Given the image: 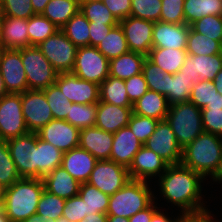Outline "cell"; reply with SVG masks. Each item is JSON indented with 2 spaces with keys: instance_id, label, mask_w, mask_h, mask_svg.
Returning a JSON list of instances; mask_svg holds the SVG:
<instances>
[{
  "instance_id": "6da1fadb",
  "label": "cell",
  "mask_w": 222,
  "mask_h": 222,
  "mask_svg": "<svg viewBox=\"0 0 222 222\" xmlns=\"http://www.w3.org/2000/svg\"><path fill=\"white\" fill-rule=\"evenodd\" d=\"M158 180L164 198L180 207L181 214L190 222L213 220L211 212L201 202V182L205 180L201 174L182 164L169 165Z\"/></svg>"
},
{
  "instance_id": "7a4b0ae2",
  "label": "cell",
  "mask_w": 222,
  "mask_h": 222,
  "mask_svg": "<svg viewBox=\"0 0 222 222\" xmlns=\"http://www.w3.org/2000/svg\"><path fill=\"white\" fill-rule=\"evenodd\" d=\"M21 178H40L60 167L63 152L29 132L6 141Z\"/></svg>"
},
{
  "instance_id": "3957f363",
  "label": "cell",
  "mask_w": 222,
  "mask_h": 222,
  "mask_svg": "<svg viewBox=\"0 0 222 222\" xmlns=\"http://www.w3.org/2000/svg\"><path fill=\"white\" fill-rule=\"evenodd\" d=\"M222 163V137L202 132L182 149L181 164L201 174L211 175L213 181L219 176Z\"/></svg>"
},
{
  "instance_id": "277c9868",
  "label": "cell",
  "mask_w": 222,
  "mask_h": 222,
  "mask_svg": "<svg viewBox=\"0 0 222 222\" xmlns=\"http://www.w3.org/2000/svg\"><path fill=\"white\" fill-rule=\"evenodd\" d=\"M44 183L40 178H21L5 190L3 210L10 222H22L37 212Z\"/></svg>"
},
{
  "instance_id": "5b68a950",
  "label": "cell",
  "mask_w": 222,
  "mask_h": 222,
  "mask_svg": "<svg viewBox=\"0 0 222 222\" xmlns=\"http://www.w3.org/2000/svg\"><path fill=\"white\" fill-rule=\"evenodd\" d=\"M146 181L132 180L113 195H110L107 216L129 219L137 212L148 208L156 199Z\"/></svg>"
},
{
  "instance_id": "8992f818",
  "label": "cell",
  "mask_w": 222,
  "mask_h": 222,
  "mask_svg": "<svg viewBox=\"0 0 222 222\" xmlns=\"http://www.w3.org/2000/svg\"><path fill=\"white\" fill-rule=\"evenodd\" d=\"M166 120L182 149L203 132L201 109L191 102L170 105Z\"/></svg>"
},
{
  "instance_id": "52a82bcc",
  "label": "cell",
  "mask_w": 222,
  "mask_h": 222,
  "mask_svg": "<svg viewBox=\"0 0 222 222\" xmlns=\"http://www.w3.org/2000/svg\"><path fill=\"white\" fill-rule=\"evenodd\" d=\"M21 60L26 72L28 90L43 91L55 83L58 73L37 46L22 48Z\"/></svg>"
},
{
  "instance_id": "ba28073f",
  "label": "cell",
  "mask_w": 222,
  "mask_h": 222,
  "mask_svg": "<svg viewBox=\"0 0 222 222\" xmlns=\"http://www.w3.org/2000/svg\"><path fill=\"white\" fill-rule=\"evenodd\" d=\"M37 47L58 74L72 72L77 47L66 37L61 29L57 30Z\"/></svg>"
},
{
  "instance_id": "9c48e42d",
  "label": "cell",
  "mask_w": 222,
  "mask_h": 222,
  "mask_svg": "<svg viewBox=\"0 0 222 222\" xmlns=\"http://www.w3.org/2000/svg\"><path fill=\"white\" fill-rule=\"evenodd\" d=\"M100 85L109 76V60L94 46L78 47L72 72Z\"/></svg>"
},
{
  "instance_id": "30bf717a",
  "label": "cell",
  "mask_w": 222,
  "mask_h": 222,
  "mask_svg": "<svg viewBox=\"0 0 222 222\" xmlns=\"http://www.w3.org/2000/svg\"><path fill=\"white\" fill-rule=\"evenodd\" d=\"M129 181L128 168L109 159L96 162L87 183L110 196Z\"/></svg>"
},
{
  "instance_id": "8fae6325",
  "label": "cell",
  "mask_w": 222,
  "mask_h": 222,
  "mask_svg": "<svg viewBox=\"0 0 222 222\" xmlns=\"http://www.w3.org/2000/svg\"><path fill=\"white\" fill-rule=\"evenodd\" d=\"M29 133L24 121L21 94L8 93L0 98V139H9Z\"/></svg>"
},
{
  "instance_id": "7c38bea8",
  "label": "cell",
  "mask_w": 222,
  "mask_h": 222,
  "mask_svg": "<svg viewBox=\"0 0 222 222\" xmlns=\"http://www.w3.org/2000/svg\"><path fill=\"white\" fill-rule=\"evenodd\" d=\"M25 124L29 132L37 133L53 120V114L43 91L26 90L21 94Z\"/></svg>"
},
{
  "instance_id": "4fadbf2b",
  "label": "cell",
  "mask_w": 222,
  "mask_h": 222,
  "mask_svg": "<svg viewBox=\"0 0 222 222\" xmlns=\"http://www.w3.org/2000/svg\"><path fill=\"white\" fill-rule=\"evenodd\" d=\"M164 159L169 165L181 164L182 148L167 120H160L153 134L143 144Z\"/></svg>"
},
{
  "instance_id": "5bb4252c",
  "label": "cell",
  "mask_w": 222,
  "mask_h": 222,
  "mask_svg": "<svg viewBox=\"0 0 222 222\" xmlns=\"http://www.w3.org/2000/svg\"><path fill=\"white\" fill-rule=\"evenodd\" d=\"M0 72L8 93L22 94L28 90L21 49H0Z\"/></svg>"
},
{
  "instance_id": "9a60e30c",
  "label": "cell",
  "mask_w": 222,
  "mask_h": 222,
  "mask_svg": "<svg viewBox=\"0 0 222 222\" xmlns=\"http://www.w3.org/2000/svg\"><path fill=\"white\" fill-rule=\"evenodd\" d=\"M55 84L71 103L93 104L99 102V85L78 78L73 73H61Z\"/></svg>"
},
{
  "instance_id": "2e32d148",
  "label": "cell",
  "mask_w": 222,
  "mask_h": 222,
  "mask_svg": "<svg viewBox=\"0 0 222 222\" xmlns=\"http://www.w3.org/2000/svg\"><path fill=\"white\" fill-rule=\"evenodd\" d=\"M124 32L129 51L148 56L152 49L154 22L129 16L119 21Z\"/></svg>"
},
{
  "instance_id": "e0dca14e",
  "label": "cell",
  "mask_w": 222,
  "mask_h": 222,
  "mask_svg": "<svg viewBox=\"0 0 222 222\" xmlns=\"http://www.w3.org/2000/svg\"><path fill=\"white\" fill-rule=\"evenodd\" d=\"M80 130L66 120L53 119L38 132L43 141L49 142L65 153L79 146Z\"/></svg>"
},
{
  "instance_id": "ac0fdd59",
  "label": "cell",
  "mask_w": 222,
  "mask_h": 222,
  "mask_svg": "<svg viewBox=\"0 0 222 222\" xmlns=\"http://www.w3.org/2000/svg\"><path fill=\"white\" fill-rule=\"evenodd\" d=\"M168 166L169 164L164 159L143 145L135 154L128 173L132 180L147 182L153 176L160 177Z\"/></svg>"
},
{
  "instance_id": "d6986e66",
  "label": "cell",
  "mask_w": 222,
  "mask_h": 222,
  "mask_svg": "<svg viewBox=\"0 0 222 222\" xmlns=\"http://www.w3.org/2000/svg\"><path fill=\"white\" fill-rule=\"evenodd\" d=\"M221 69L222 53L215 55H187L180 72L193 78L195 83L198 80L213 81Z\"/></svg>"
},
{
  "instance_id": "ffe728a7",
  "label": "cell",
  "mask_w": 222,
  "mask_h": 222,
  "mask_svg": "<svg viewBox=\"0 0 222 222\" xmlns=\"http://www.w3.org/2000/svg\"><path fill=\"white\" fill-rule=\"evenodd\" d=\"M190 25L154 22L152 47L186 49Z\"/></svg>"
},
{
  "instance_id": "44dd1931",
  "label": "cell",
  "mask_w": 222,
  "mask_h": 222,
  "mask_svg": "<svg viewBox=\"0 0 222 222\" xmlns=\"http://www.w3.org/2000/svg\"><path fill=\"white\" fill-rule=\"evenodd\" d=\"M113 144V133L94 126L79 132V147L90 152L97 160H109Z\"/></svg>"
},
{
  "instance_id": "7402d4cb",
  "label": "cell",
  "mask_w": 222,
  "mask_h": 222,
  "mask_svg": "<svg viewBox=\"0 0 222 222\" xmlns=\"http://www.w3.org/2000/svg\"><path fill=\"white\" fill-rule=\"evenodd\" d=\"M142 146L129 126L122 127L113 134L110 160L129 168Z\"/></svg>"
},
{
  "instance_id": "603a6c76",
  "label": "cell",
  "mask_w": 222,
  "mask_h": 222,
  "mask_svg": "<svg viewBox=\"0 0 222 222\" xmlns=\"http://www.w3.org/2000/svg\"><path fill=\"white\" fill-rule=\"evenodd\" d=\"M97 161L90 152L78 146L63 153L61 166L81 184L88 181Z\"/></svg>"
},
{
  "instance_id": "cb8c5ba5",
  "label": "cell",
  "mask_w": 222,
  "mask_h": 222,
  "mask_svg": "<svg viewBox=\"0 0 222 222\" xmlns=\"http://www.w3.org/2000/svg\"><path fill=\"white\" fill-rule=\"evenodd\" d=\"M132 113V107H121L99 101L95 126L114 134L122 127L128 126Z\"/></svg>"
},
{
  "instance_id": "d4e9b609",
  "label": "cell",
  "mask_w": 222,
  "mask_h": 222,
  "mask_svg": "<svg viewBox=\"0 0 222 222\" xmlns=\"http://www.w3.org/2000/svg\"><path fill=\"white\" fill-rule=\"evenodd\" d=\"M42 180L44 190L65 200L79 193L80 183L62 166L45 175Z\"/></svg>"
},
{
  "instance_id": "484cf974",
  "label": "cell",
  "mask_w": 222,
  "mask_h": 222,
  "mask_svg": "<svg viewBox=\"0 0 222 222\" xmlns=\"http://www.w3.org/2000/svg\"><path fill=\"white\" fill-rule=\"evenodd\" d=\"M28 20L4 16L1 49H22L29 47Z\"/></svg>"
},
{
  "instance_id": "4316f807",
  "label": "cell",
  "mask_w": 222,
  "mask_h": 222,
  "mask_svg": "<svg viewBox=\"0 0 222 222\" xmlns=\"http://www.w3.org/2000/svg\"><path fill=\"white\" fill-rule=\"evenodd\" d=\"M167 98L161 93L148 90L141 98L133 103V113L156 120H165L169 111Z\"/></svg>"
},
{
  "instance_id": "83f0119b",
  "label": "cell",
  "mask_w": 222,
  "mask_h": 222,
  "mask_svg": "<svg viewBox=\"0 0 222 222\" xmlns=\"http://www.w3.org/2000/svg\"><path fill=\"white\" fill-rule=\"evenodd\" d=\"M146 57L144 54L129 51L109 60V76L126 80L142 73V65Z\"/></svg>"
},
{
  "instance_id": "f1b7e54d",
  "label": "cell",
  "mask_w": 222,
  "mask_h": 222,
  "mask_svg": "<svg viewBox=\"0 0 222 222\" xmlns=\"http://www.w3.org/2000/svg\"><path fill=\"white\" fill-rule=\"evenodd\" d=\"M163 95L167 98L169 105L181 102H189L193 78L178 72L174 75L166 74Z\"/></svg>"
},
{
  "instance_id": "f546056e",
  "label": "cell",
  "mask_w": 222,
  "mask_h": 222,
  "mask_svg": "<svg viewBox=\"0 0 222 222\" xmlns=\"http://www.w3.org/2000/svg\"><path fill=\"white\" fill-rule=\"evenodd\" d=\"M187 55L186 49L152 47L147 57L162 71L174 75L180 71Z\"/></svg>"
},
{
  "instance_id": "4dcf8cb0",
  "label": "cell",
  "mask_w": 222,
  "mask_h": 222,
  "mask_svg": "<svg viewBox=\"0 0 222 222\" xmlns=\"http://www.w3.org/2000/svg\"><path fill=\"white\" fill-rule=\"evenodd\" d=\"M99 101L121 107H133L128 98L124 80L113 76H108L99 85Z\"/></svg>"
},
{
  "instance_id": "1f68e13d",
  "label": "cell",
  "mask_w": 222,
  "mask_h": 222,
  "mask_svg": "<svg viewBox=\"0 0 222 222\" xmlns=\"http://www.w3.org/2000/svg\"><path fill=\"white\" fill-rule=\"evenodd\" d=\"M79 11V0H50L42 15L61 29Z\"/></svg>"
},
{
  "instance_id": "d6a6232c",
  "label": "cell",
  "mask_w": 222,
  "mask_h": 222,
  "mask_svg": "<svg viewBox=\"0 0 222 222\" xmlns=\"http://www.w3.org/2000/svg\"><path fill=\"white\" fill-rule=\"evenodd\" d=\"M183 12L187 25L207 15L222 16V0H184Z\"/></svg>"
},
{
  "instance_id": "836d02e7",
  "label": "cell",
  "mask_w": 222,
  "mask_h": 222,
  "mask_svg": "<svg viewBox=\"0 0 222 222\" xmlns=\"http://www.w3.org/2000/svg\"><path fill=\"white\" fill-rule=\"evenodd\" d=\"M96 47L108 60L129 52L124 32L119 23L111 28Z\"/></svg>"
},
{
  "instance_id": "e575fe53",
  "label": "cell",
  "mask_w": 222,
  "mask_h": 222,
  "mask_svg": "<svg viewBox=\"0 0 222 222\" xmlns=\"http://www.w3.org/2000/svg\"><path fill=\"white\" fill-rule=\"evenodd\" d=\"M89 20L79 11L61 28L66 37L78 48L89 46Z\"/></svg>"
},
{
  "instance_id": "d590c367",
  "label": "cell",
  "mask_w": 222,
  "mask_h": 222,
  "mask_svg": "<svg viewBox=\"0 0 222 222\" xmlns=\"http://www.w3.org/2000/svg\"><path fill=\"white\" fill-rule=\"evenodd\" d=\"M78 195L85 202L86 215L92 213L106 214L109 206V195L87 182L80 184Z\"/></svg>"
},
{
  "instance_id": "8d00e7d4",
  "label": "cell",
  "mask_w": 222,
  "mask_h": 222,
  "mask_svg": "<svg viewBox=\"0 0 222 222\" xmlns=\"http://www.w3.org/2000/svg\"><path fill=\"white\" fill-rule=\"evenodd\" d=\"M186 51L188 55H215L222 53V44L189 28Z\"/></svg>"
},
{
  "instance_id": "74e56055",
  "label": "cell",
  "mask_w": 222,
  "mask_h": 222,
  "mask_svg": "<svg viewBox=\"0 0 222 222\" xmlns=\"http://www.w3.org/2000/svg\"><path fill=\"white\" fill-rule=\"evenodd\" d=\"M97 103L79 104L70 103V110L66 121L79 130L88 127H94L96 123Z\"/></svg>"
},
{
  "instance_id": "f35d334b",
  "label": "cell",
  "mask_w": 222,
  "mask_h": 222,
  "mask_svg": "<svg viewBox=\"0 0 222 222\" xmlns=\"http://www.w3.org/2000/svg\"><path fill=\"white\" fill-rule=\"evenodd\" d=\"M59 28L42 14H35L28 19V35L30 46H38L53 35Z\"/></svg>"
},
{
  "instance_id": "ab89813d",
  "label": "cell",
  "mask_w": 222,
  "mask_h": 222,
  "mask_svg": "<svg viewBox=\"0 0 222 222\" xmlns=\"http://www.w3.org/2000/svg\"><path fill=\"white\" fill-rule=\"evenodd\" d=\"M80 11L89 22L106 25H117L119 23L104 2H80Z\"/></svg>"
},
{
  "instance_id": "60d3db41",
  "label": "cell",
  "mask_w": 222,
  "mask_h": 222,
  "mask_svg": "<svg viewBox=\"0 0 222 222\" xmlns=\"http://www.w3.org/2000/svg\"><path fill=\"white\" fill-rule=\"evenodd\" d=\"M19 179L21 177L10 156L8 144L6 141L0 139V184L7 188Z\"/></svg>"
},
{
  "instance_id": "b9f144b4",
  "label": "cell",
  "mask_w": 222,
  "mask_h": 222,
  "mask_svg": "<svg viewBox=\"0 0 222 222\" xmlns=\"http://www.w3.org/2000/svg\"><path fill=\"white\" fill-rule=\"evenodd\" d=\"M54 119L66 120L70 110V101L54 83L43 90Z\"/></svg>"
},
{
  "instance_id": "7bdbcfd3",
  "label": "cell",
  "mask_w": 222,
  "mask_h": 222,
  "mask_svg": "<svg viewBox=\"0 0 222 222\" xmlns=\"http://www.w3.org/2000/svg\"><path fill=\"white\" fill-rule=\"evenodd\" d=\"M65 202V199L50 194L44 190L40 196L36 213L39 214L41 218H45L47 221L50 218L56 220L62 216Z\"/></svg>"
},
{
  "instance_id": "ee69618b",
  "label": "cell",
  "mask_w": 222,
  "mask_h": 222,
  "mask_svg": "<svg viewBox=\"0 0 222 222\" xmlns=\"http://www.w3.org/2000/svg\"><path fill=\"white\" fill-rule=\"evenodd\" d=\"M162 0H131L130 16L149 20L160 21Z\"/></svg>"
},
{
  "instance_id": "f6af8a7d",
  "label": "cell",
  "mask_w": 222,
  "mask_h": 222,
  "mask_svg": "<svg viewBox=\"0 0 222 222\" xmlns=\"http://www.w3.org/2000/svg\"><path fill=\"white\" fill-rule=\"evenodd\" d=\"M190 28L222 44V16L207 15L191 23Z\"/></svg>"
},
{
  "instance_id": "bcb514c9",
  "label": "cell",
  "mask_w": 222,
  "mask_h": 222,
  "mask_svg": "<svg viewBox=\"0 0 222 222\" xmlns=\"http://www.w3.org/2000/svg\"><path fill=\"white\" fill-rule=\"evenodd\" d=\"M159 120L132 113L128 126L138 140L144 144L155 131Z\"/></svg>"
},
{
  "instance_id": "7dc6e473",
  "label": "cell",
  "mask_w": 222,
  "mask_h": 222,
  "mask_svg": "<svg viewBox=\"0 0 222 222\" xmlns=\"http://www.w3.org/2000/svg\"><path fill=\"white\" fill-rule=\"evenodd\" d=\"M142 73L147 82L148 90H152L163 95L166 72L153 63L148 57L145 58L142 65Z\"/></svg>"
},
{
  "instance_id": "c3c4849f",
  "label": "cell",
  "mask_w": 222,
  "mask_h": 222,
  "mask_svg": "<svg viewBox=\"0 0 222 222\" xmlns=\"http://www.w3.org/2000/svg\"><path fill=\"white\" fill-rule=\"evenodd\" d=\"M214 82L208 80H198L193 83L189 102L197 108H204L214 97Z\"/></svg>"
},
{
  "instance_id": "681fc988",
  "label": "cell",
  "mask_w": 222,
  "mask_h": 222,
  "mask_svg": "<svg viewBox=\"0 0 222 222\" xmlns=\"http://www.w3.org/2000/svg\"><path fill=\"white\" fill-rule=\"evenodd\" d=\"M1 11L4 16L27 20L35 15L31 0H2Z\"/></svg>"
},
{
  "instance_id": "f907efd6",
  "label": "cell",
  "mask_w": 222,
  "mask_h": 222,
  "mask_svg": "<svg viewBox=\"0 0 222 222\" xmlns=\"http://www.w3.org/2000/svg\"><path fill=\"white\" fill-rule=\"evenodd\" d=\"M160 21L172 24L185 23L184 0H162Z\"/></svg>"
},
{
  "instance_id": "816d5d0a",
  "label": "cell",
  "mask_w": 222,
  "mask_h": 222,
  "mask_svg": "<svg viewBox=\"0 0 222 222\" xmlns=\"http://www.w3.org/2000/svg\"><path fill=\"white\" fill-rule=\"evenodd\" d=\"M201 119L204 132L222 137V108H202Z\"/></svg>"
},
{
  "instance_id": "f5cc1de1",
  "label": "cell",
  "mask_w": 222,
  "mask_h": 222,
  "mask_svg": "<svg viewBox=\"0 0 222 222\" xmlns=\"http://www.w3.org/2000/svg\"><path fill=\"white\" fill-rule=\"evenodd\" d=\"M62 216L71 222H79L86 216L85 202L79 195L66 199Z\"/></svg>"
},
{
  "instance_id": "db71d44e",
  "label": "cell",
  "mask_w": 222,
  "mask_h": 222,
  "mask_svg": "<svg viewBox=\"0 0 222 222\" xmlns=\"http://www.w3.org/2000/svg\"><path fill=\"white\" fill-rule=\"evenodd\" d=\"M124 82L128 98L132 104L148 91L147 82L145 81L143 73L132 76L124 80Z\"/></svg>"
},
{
  "instance_id": "11a10c76",
  "label": "cell",
  "mask_w": 222,
  "mask_h": 222,
  "mask_svg": "<svg viewBox=\"0 0 222 222\" xmlns=\"http://www.w3.org/2000/svg\"><path fill=\"white\" fill-rule=\"evenodd\" d=\"M103 2L118 22L130 16L131 0H104Z\"/></svg>"
},
{
  "instance_id": "9f6ffc18",
  "label": "cell",
  "mask_w": 222,
  "mask_h": 222,
  "mask_svg": "<svg viewBox=\"0 0 222 222\" xmlns=\"http://www.w3.org/2000/svg\"><path fill=\"white\" fill-rule=\"evenodd\" d=\"M114 26L116 25H106V24H99L96 22H90L89 46L96 47L104 39V37L109 33L111 28Z\"/></svg>"
},
{
  "instance_id": "6f0895ef",
  "label": "cell",
  "mask_w": 222,
  "mask_h": 222,
  "mask_svg": "<svg viewBox=\"0 0 222 222\" xmlns=\"http://www.w3.org/2000/svg\"><path fill=\"white\" fill-rule=\"evenodd\" d=\"M153 202L148 208L137 212L135 215L129 218V222H151L153 213L159 209L157 206L154 205Z\"/></svg>"
},
{
  "instance_id": "680465c9",
  "label": "cell",
  "mask_w": 222,
  "mask_h": 222,
  "mask_svg": "<svg viewBox=\"0 0 222 222\" xmlns=\"http://www.w3.org/2000/svg\"><path fill=\"white\" fill-rule=\"evenodd\" d=\"M151 222H190L188 219H186L183 215L174 218V220L170 219L166 214L159 211L158 209L153 213Z\"/></svg>"
},
{
  "instance_id": "91938a15",
  "label": "cell",
  "mask_w": 222,
  "mask_h": 222,
  "mask_svg": "<svg viewBox=\"0 0 222 222\" xmlns=\"http://www.w3.org/2000/svg\"><path fill=\"white\" fill-rule=\"evenodd\" d=\"M107 215L103 213H92L86 215L81 221L79 222H107Z\"/></svg>"
},
{
  "instance_id": "94428289",
  "label": "cell",
  "mask_w": 222,
  "mask_h": 222,
  "mask_svg": "<svg viewBox=\"0 0 222 222\" xmlns=\"http://www.w3.org/2000/svg\"><path fill=\"white\" fill-rule=\"evenodd\" d=\"M204 108H222V95L214 87V97Z\"/></svg>"
},
{
  "instance_id": "6125c7cd",
  "label": "cell",
  "mask_w": 222,
  "mask_h": 222,
  "mask_svg": "<svg viewBox=\"0 0 222 222\" xmlns=\"http://www.w3.org/2000/svg\"><path fill=\"white\" fill-rule=\"evenodd\" d=\"M50 0H31V4L35 14H42L45 10L47 3Z\"/></svg>"
},
{
  "instance_id": "be15d7a7",
  "label": "cell",
  "mask_w": 222,
  "mask_h": 222,
  "mask_svg": "<svg viewBox=\"0 0 222 222\" xmlns=\"http://www.w3.org/2000/svg\"><path fill=\"white\" fill-rule=\"evenodd\" d=\"M213 82L217 92L222 95V69L216 74Z\"/></svg>"
},
{
  "instance_id": "e7e4bbea",
  "label": "cell",
  "mask_w": 222,
  "mask_h": 222,
  "mask_svg": "<svg viewBox=\"0 0 222 222\" xmlns=\"http://www.w3.org/2000/svg\"><path fill=\"white\" fill-rule=\"evenodd\" d=\"M22 222H53V219L50 218L48 221L45 218H41V216L37 213L31 215L29 218L25 219Z\"/></svg>"
},
{
  "instance_id": "03108f58",
  "label": "cell",
  "mask_w": 222,
  "mask_h": 222,
  "mask_svg": "<svg viewBox=\"0 0 222 222\" xmlns=\"http://www.w3.org/2000/svg\"><path fill=\"white\" fill-rule=\"evenodd\" d=\"M107 222H129V219L120 216H108Z\"/></svg>"
},
{
  "instance_id": "003e7915",
  "label": "cell",
  "mask_w": 222,
  "mask_h": 222,
  "mask_svg": "<svg viewBox=\"0 0 222 222\" xmlns=\"http://www.w3.org/2000/svg\"><path fill=\"white\" fill-rule=\"evenodd\" d=\"M7 94H8V92L5 88L4 80H3V77L0 72V98H2L3 96H5Z\"/></svg>"
},
{
  "instance_id": "a7ac6f4b",
  "label": "cell",
  "mask_w": 222,
  "mask_h": 222,
  "mask_svg": "<svg viewBox=\"0 0 222 222\" xmlns=\"http://www.w3.org/2000/svg\"><path fill=\"white\" fill-rule=\"evenodd\" d=\"M5 190H6V187H4L2 184H0V208L3 207Z\"/></svg>"
},
{
  "instance_id": "89a4df30",
  "label": "cell",
  "mask_w": 222,
  "mask_h": 222,
  "mask_svg": "<svg viewBox=\"0 0 222 222\" xmlns=\"http://www.w3.org/2000/svg\"><path fill=\"white\" fill-rule=\"evenodd\" d=\"M3 22H4V15H3L2 11L0 10V49H1V45H2Z\"/></svg>"
},
{
  "instance_id": "2644e50d",
  "label": "cell",
  "mask_w": 222,
  "mask_h": 222,
  "mask_svg": "<svg viewBox=\"0 0 222 222\" xmlns=\"http://www.w3.org/2000/svg\"><path fill=\"white\" fill-rule=\"evenodd\" d=\"M0 222H10L3 208H0Z\"/></svg>"
},
{
  "instance_id": "8c879c8a",
  "label": "cell",
  "mask_w": 222,
  "mask_h": 222,
  "mask_svg": "<svg viewBox=\"0 0 222 222\" xmlns=\"http://www.w3.org/2000/svg\"><path fill=\"white\" fill-rule=\"evenodd\" d=\"M53 222H71V221L64 216H60L56 220L53 219Z\"/></svg>"
},
{
  "instance_id": "753ad0ef",
  "label": "cell",
  "mask_w": 222,
  "mask_h": 222,
  "mask_svg": "<svg viewBox=\"0 0 222 222\" xmlns=\"http://www.w3.org/2000/svg\"><path fill=\"white\" fill-rule=\"evenodd\" d=\"M216 182L217 181H221L222 182V163H221V168H220V171H219V176H218V178L215 180Z\"/></svg>"
},
{
  "instance_id": "34e18365",
  "label": "cell",
  "mask_w": 222,
  "mask_h": 222,
  "mask_svg": "<svg viewBox=\"0 0 222 222\" xmlns=\"http://www.w3.org/2000/svg\"><path fill=\"white\" fill-rule=\"evenodd\" d=\"M80 2H92V1H99L103 2L104 0H79Z\"/></svg>"
},
{
  "instance_id": "11e5206c",
  "label": "cell",
  "mask_w": 222,
  "mask_h": 222,
  "mask_svg": "<svg viewBox=\"0 0 222 222\" xmlns=\"http://www.w3.org/2000/svg\"><path fill=\"white\" fill-rule=\"evenodd\" d=\"M1 7H2V0H0V10H1Z\"/></svg>"
}]
</instances>
